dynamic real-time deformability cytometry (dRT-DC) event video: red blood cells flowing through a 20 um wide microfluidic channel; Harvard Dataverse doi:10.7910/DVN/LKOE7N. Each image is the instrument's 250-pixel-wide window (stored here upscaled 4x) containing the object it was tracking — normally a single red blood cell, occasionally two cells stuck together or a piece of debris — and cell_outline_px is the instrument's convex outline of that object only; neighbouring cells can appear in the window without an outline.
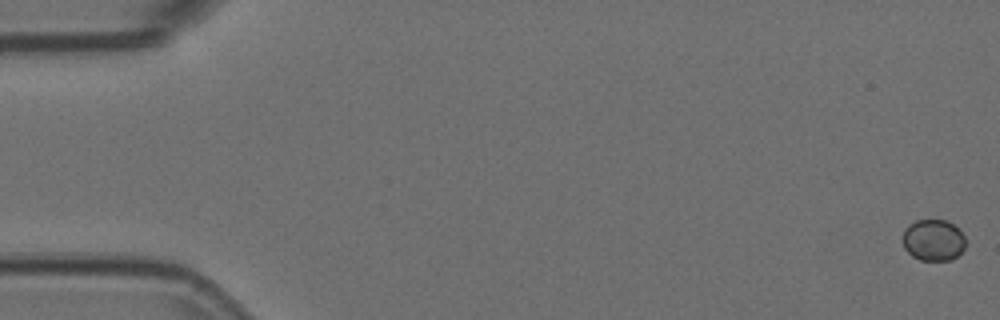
{"species": "Egyptian fruit bat (a non-hibernating species)", "species_latin": "Rousettus aegyptiacus", "temperature_condition": "room temperature", "stored_images_in_passage": 55, "camera_frame_rate_fps": 3000, "um_per_image_px": 0.085, "animal": {"sex": "female"}, "frame": {"image": 1, "passage_image": 1, "time_ms": 0.0, "image_size_px": [1000, 320], "cell_outline_px": [[964, 248], [952, 260], [920, 260], [912, 256], [904, 248], [904, 228], [908, 224], [916, 220], [948, 220], [964, 236]], "centroid_in_image_um": [79.31, 20.41], "position_along_channel_um": 5.7, "area_um2": 15.03}}
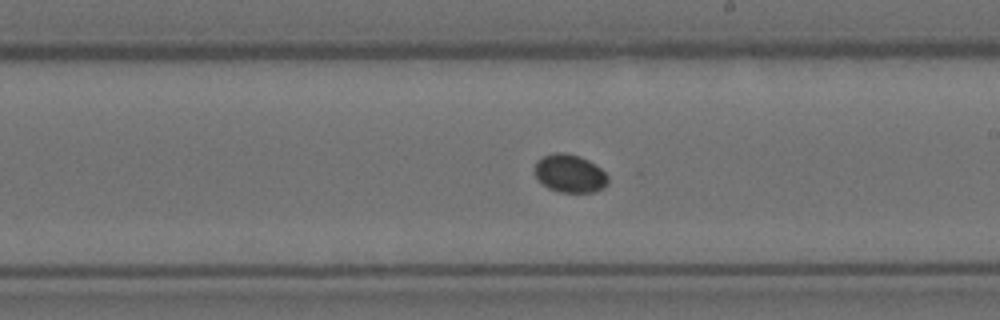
{"frame": {"image": 2, "passage_image": 32, "time_ms": 10.333, "image_size_px": [1000, 320], "cell_outline_px": [[608, 184], [604, 188], [592, 192], [560, 192], [548, 188], [536, 176], [536, 160], [544, 156], [556, 152], [564, 152], [580, 156], [596, 164], [608, 176]], "centroid_in_image_um": [48.47, 14.74], "position_along_channel_um": 240.5, "area_um2": 16.18}}
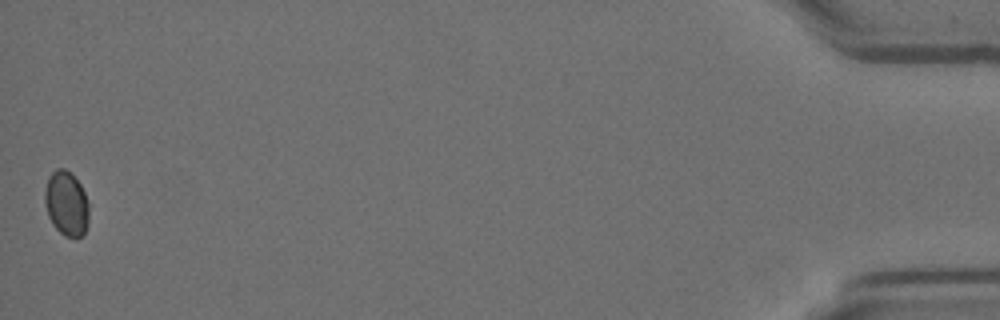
{"frame": {"image": 3, "passage_image": 55, "time_ms": 18.0, "image_size_px": [1000, 320], "cell_outline_px": [[88, 224], [84, 232], [80, 236], [64, 236], [52, 224], [48, 216], [44, 200], [44, 192], [48, 176], [56, 168], [64, 168], [80, 184], [84, 192], [88, 204]], "centroid_in_image_um": [5.62, 17.29], "position_along_channel_um": 429.6, "area_um2": 16.47}}